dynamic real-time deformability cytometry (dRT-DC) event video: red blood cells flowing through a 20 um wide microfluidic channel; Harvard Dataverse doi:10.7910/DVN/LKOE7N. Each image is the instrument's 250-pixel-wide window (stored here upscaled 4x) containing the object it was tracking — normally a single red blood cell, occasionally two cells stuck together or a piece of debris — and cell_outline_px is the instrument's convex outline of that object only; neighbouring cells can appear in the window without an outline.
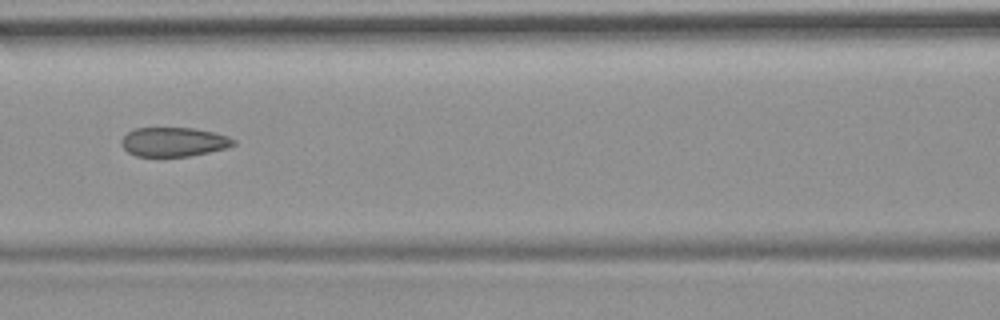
{"species": "common noctule bat (a hibernating species)", "species_latin": "Nyctalus noctula", "temperature_condition": "room temperature", "stored_images_in_passage": 11, "camera_frame_rate_fps": 3000, "um_per_image_px": 0.085, "animal": {"sex": "female", "body_mass_g": 19.9}, "frame": {"image": 1, "passage_image": 7, "time_ms": 8.0, "image_size_px": [1000, 320], "cell_outline_px": [[236, 144], [228, 148], [188, 156], [136, 156], [128, 152], [120, 144], [120, 140], [128, 132], [136, 128], [192, 128], [212, 132], [228, 136], [236, 140]], "centroid_in_image_um": [14.77, 12.06], "position_along_channel_um": 151.8, "area_um2": 19.02}}
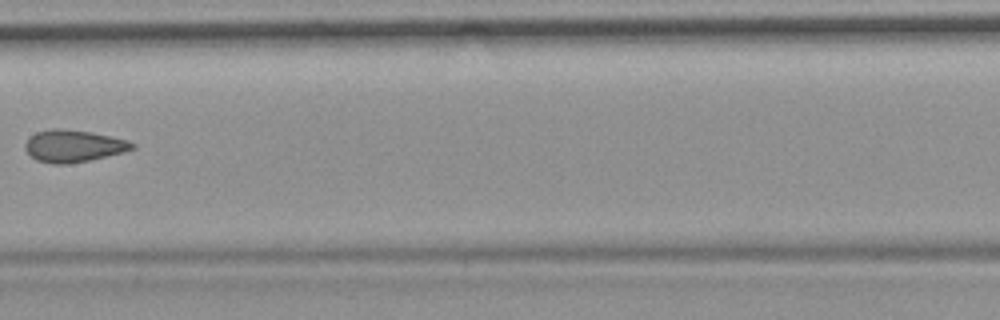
{"frame": {"image": 2, "passage_image": 8, "time_ms": 9.333, "image_size_px": [1000, 320], "cell_outline_px": [[136, 148], [124, 152], [88, 160], [68, 164], [52, 164], [36, 160], [24, 148], [24, 144], [28, 136], [36, 132], [52, 128], [64, 128], [92, 132], [128, 140], [136, 144]], "centroid_in_image_um": [6.23, 12.39], "position_along_channel_um": 201.2, "area_um2": 20.23}}